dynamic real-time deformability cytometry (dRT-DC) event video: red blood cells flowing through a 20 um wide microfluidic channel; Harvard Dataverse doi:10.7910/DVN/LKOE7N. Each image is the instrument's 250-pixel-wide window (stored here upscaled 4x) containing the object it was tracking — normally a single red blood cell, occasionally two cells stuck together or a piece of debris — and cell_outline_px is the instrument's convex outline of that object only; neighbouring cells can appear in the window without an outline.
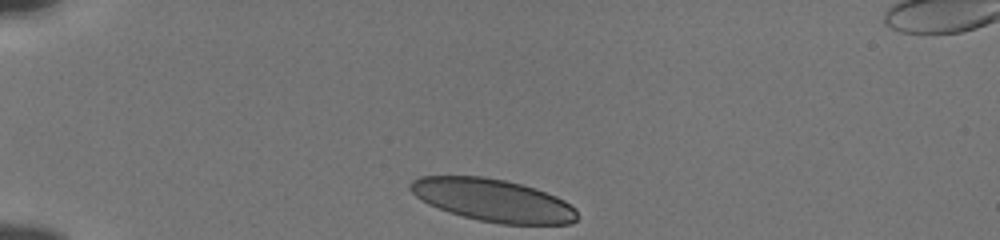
{"species": "human", "species_latin": "Homo sapiens", "temperature_condition": "cold", "stored_images_in_passage": 34, "camera_frame_rate_fps": 3000, "um_per_image_px": 0.085, "donor": {"sex": "male"}, "frame": {"image": 1, "passage_image": 1, "time_ms": 0.0, "image_size_px": [1000, 240], "cell_outline_px": [[580, 216], [572, 224], [500, 224], [480, 220], [448, 212], [428, 204], [416, 196], [408, 188], [408, 184], [412, 180], [420, 176], [484, 176], [504, 180], [536, 188], [556, 196], [564, 200], [576, 208]], "centroid_in_image_um": [41.92, 17.02], "position_along_channel_um": 43.1, "area_um2": 41.56}}
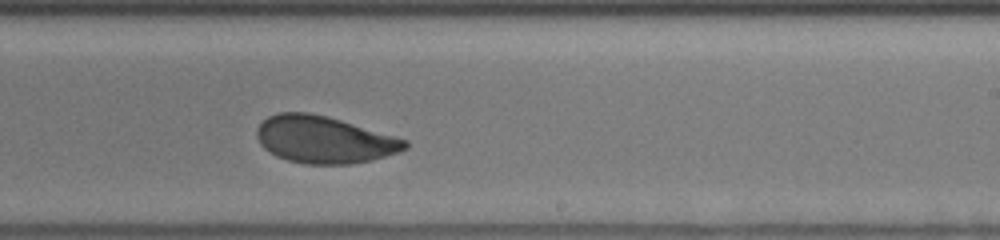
{"frame": {"image": 2, "passage_image": 22, "time_ms": 7.0, "image_size_px": [1000, 240], "cell_outline_px": [[408, 148], [400, 152], [372, 160], [352, 164], [304, 164], [288, 160], [276, 156], [264, 148], [260, 144], [256, 136], [256, 128], [268, 116], [276, 112], [308, 112], [328, 116], [408, 140]], "centroid_in_image_um": [27.55, 11.87], "position_along_channel_um": 261.5, "area_um2": 40.86}}
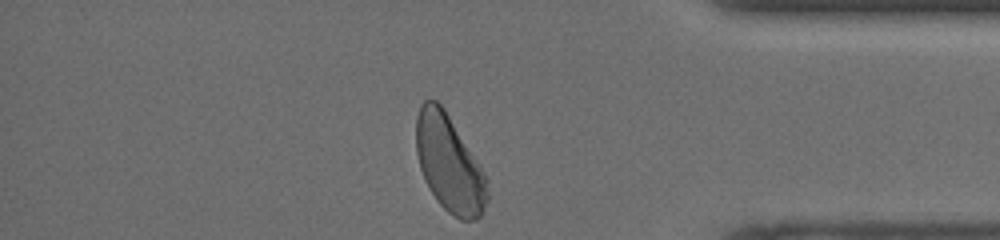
{"frame": {"image": 3, "passage_image": 34, "time_ms": 11.0, "image_size_px": [1000, 240], "cell_outline_px": [[488, 200], [480, 216], [476, 220], [460, 220], [448, 212], [436, 200], [424, 180], [420, 168], [416, 152], [416, 116], [420, 104], [424, 100], [436, 100], [444, 108], [488, 180]], "centroid_in_image_um": [38.17, 13.93], "position_along_channel_um": 397.0, "area_um2": 39.88}, "authors_computed_cell_mechanics": {"area_um2": 41.5582, "velocity_mm_per_s": 3.7995, "shape_relaxation_time_tau1_ms": 3.8005, "shape_relaxation_time_tau2_ms": 1.1072, "deformation_change_tau1": 0.1191, "deformation_change_tau2": 0.0658}}